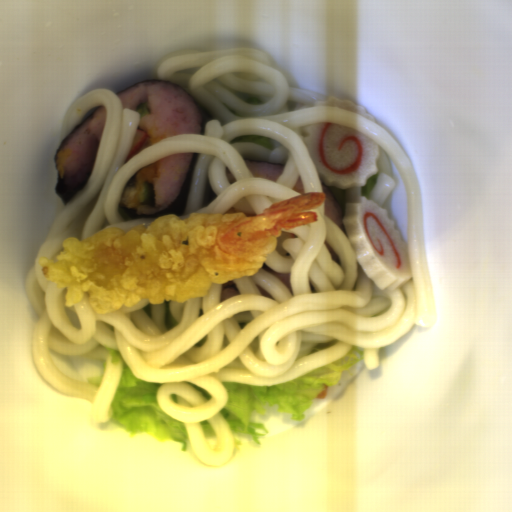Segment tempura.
Returning a JSON list of instances; mask_svg holds the SVG:
<instances>
[{
  "label": "tempura",
  "instance_id": "tempura-1",
  "mask_svg": "<svg viewBox=\"0 0 512 512\" xmlns=\"http://www.w3.org/2000/svg\"><path fill=\"white\" fill-rule=\"evenodd\" d=\"M325 194L310 192L275 203L260 215L191 214L155 218L128 231L106 228L84 240L64 239L55 258L39 260L44 278L66 288L65 308L87 299L107 314L203 297L212 284L256 274L284 231L317 221Z\"/></svg>",
  "mask_w": 512,
  "mask_h": 512
}]
</instances>
